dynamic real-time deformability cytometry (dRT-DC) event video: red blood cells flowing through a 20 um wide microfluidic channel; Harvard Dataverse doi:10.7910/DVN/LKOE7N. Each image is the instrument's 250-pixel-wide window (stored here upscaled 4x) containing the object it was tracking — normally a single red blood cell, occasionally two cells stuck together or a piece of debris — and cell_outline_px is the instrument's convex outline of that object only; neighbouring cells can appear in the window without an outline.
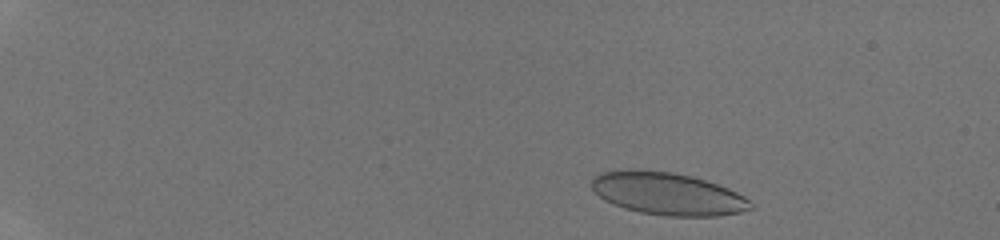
{"species": "human", "species_latin": "Homo sapiens", "temperature_condition": "room temperature", "stored_images_in_passage": 40, "camera_frame_rate_fps": 3000, "um_per_image_px": 0.085, "donor": {"sex": "male"}, "frame": {"image": 1, "passage_image": 3, "time_ms": 0.667, "image_size_px": [1000, 240], "cell_outline_px": [[756, 208], [740, 212], [720, 216], [668, 216], [640, 212], [624, 208], [604, 200], [592, 188], [592, 180], [600, 172], [628, 168], [632, 168], [672, 172], [692, 176], [728, 188], [744, 196]], "centroid_in_image_um": [56.75, 16.46], "position_along_channel_um": 28.3, "area_um2": 39.48}}
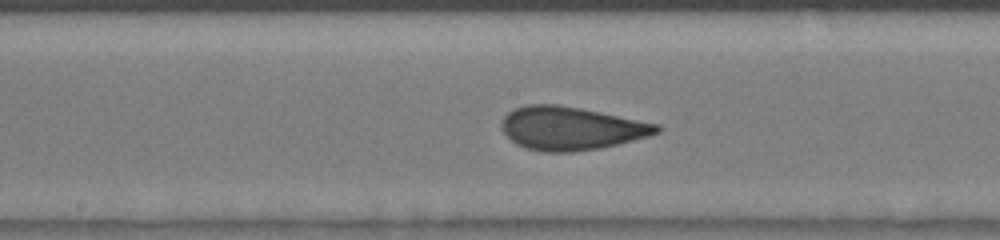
{"frame": {"image": 2, "passage_image": 22, "time_ms": 7.0, "image_size_px": [1000, 240], "cell_outline_px": [[664, 128], [660, 132], [648, 136], [600, 148], [572, 152], [544, 152], [528, 148], [516, 144], [500, 128], [500, 124], [504, 116], [508, 112], [516, 108], [528, 104], [556, 104], [580, 108], [660, 124]], "centroid_in_image_um": [48.54, 10.9], "position_along_channel_um": 199.7, "area_um2": 39.02}}
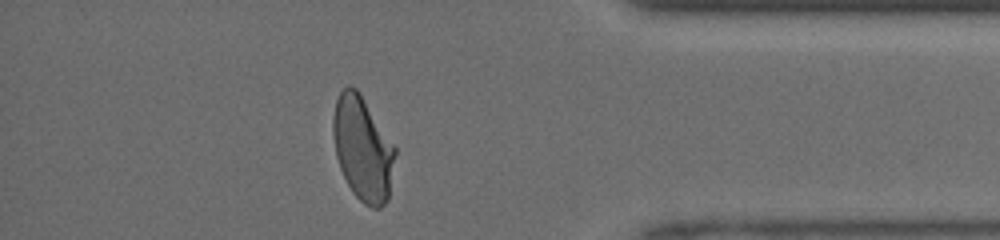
{"frame": {"image": 3, "passage_image": 36, "time_ms": 11.667, "image_size_px": [1000, 240], "cell_outline_px": [[396, 152], [388, 200], [380, 208], [372, 208], [364, 204], [352, 192], [340, 168], [336, 156], [332, 132], [332, 116], [336, 100], [340, 92], [348, 84], [356, 88], [360, 92], [396, 148]], "centroid_in_image_um": [30.82, 12.62], "position_along_channel_um": 404.4, "area_um2": 37.74}}